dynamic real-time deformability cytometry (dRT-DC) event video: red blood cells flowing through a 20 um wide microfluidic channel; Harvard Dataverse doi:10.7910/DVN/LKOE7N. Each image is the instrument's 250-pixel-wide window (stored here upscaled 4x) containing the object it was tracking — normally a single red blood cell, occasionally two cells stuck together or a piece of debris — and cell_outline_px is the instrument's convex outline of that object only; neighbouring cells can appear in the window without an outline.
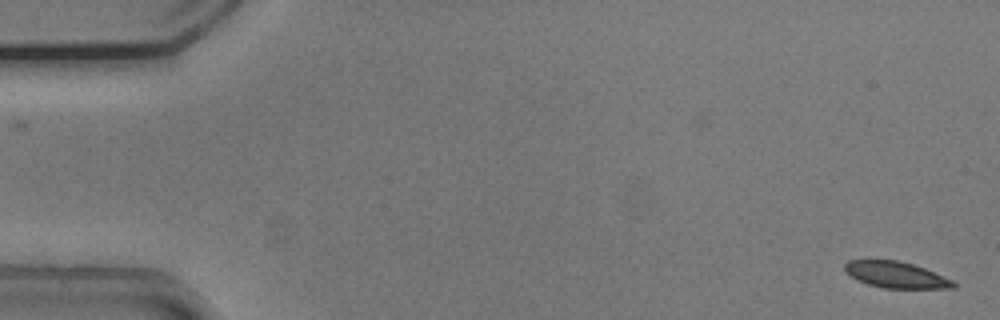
{"species": "common noctule bat (a hibernating species)", "species_latin": "Nyctalus noctula", "temperature_condition": "cold", "stored_images_in_passage": 19, "camera_frame_rate_fps": 3000, "um_per_image_px": 0.085, "animal": {"sex": "male", "body_mass_g": 20.5, "forearm_length_mm": 52.5}, "frame": {"image": 1, "passage_image": 1, "time_ms": 0.0, "image_size_px": [1000, 320], "cell_outline_px": [[956, 288], [884, 288], [868, 284], [856, 280], [844, 268], [844, 264], [848, 260], [900, 260], [924, 268], [952, 280], [956, 284]], "centroid_in_image_um": [76.15, 23.35], "position_along_channel_um": 8.8, "area_um2": 16.47}}
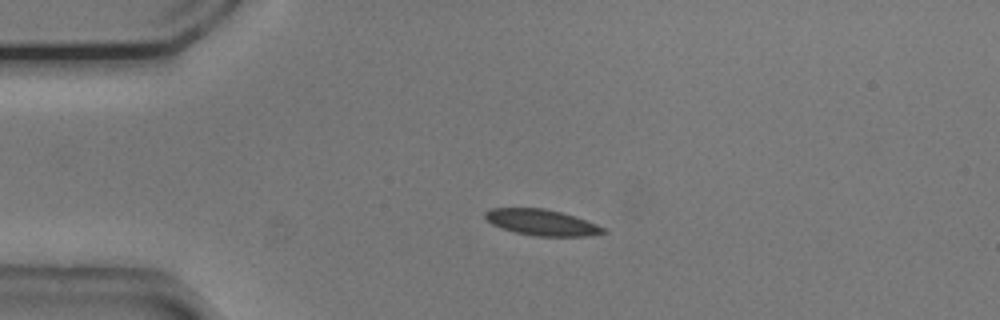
{"frame": {"image": 2, "passage_image": 12, "time_ms": 3.667, "image_size_px": [1000, 320], "cell_outline_px": [[608, 232], [588, 236], [536, 236], [516, 232], [500, 228], [492, 224], [484, 216], [484, 212], [492, 208], [544, 208], [560, 212], [596, 224], [604, 228]], "centroid_in_image_um": [46.02, 18.91], "position_along_channel_um": 39.0, "area_um2": 17.69}}